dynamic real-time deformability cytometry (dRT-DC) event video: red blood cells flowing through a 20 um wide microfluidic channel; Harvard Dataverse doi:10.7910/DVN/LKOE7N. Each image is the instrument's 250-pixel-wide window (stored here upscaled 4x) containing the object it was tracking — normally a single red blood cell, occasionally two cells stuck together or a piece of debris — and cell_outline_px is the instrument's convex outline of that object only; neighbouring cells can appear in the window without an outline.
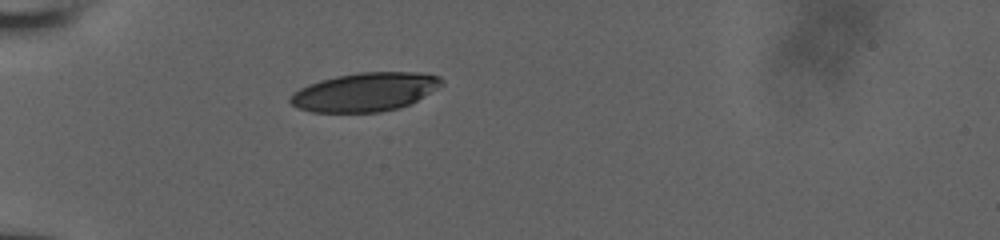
{"species": "human", "species_latin": "Homo sapiens", "temperature_condition": "room temperature", "stored_images_in_passage": 24, "camera_frame_rate_fps": 3000, "um_per_image_px": 0.085, "donor": {"sex": "male"}, "frame": {"image": 1, "passage_image": 1, "time_ms": 0.0, "image_size_px": [1000, 240], "cell_outline_px": [[444, 84], [416, 100], [400, 108], [380, 112], [312, 112], [296, 108], [288, 100], [292, 92], [308, 84], [320, 80], [336, 76], [360, 72], [416, 72], [440, 76], [444, 80]], "centroid_in_image_um": [31.0, 7.82], "position_along_channel_um": 54.0, "area_um2": 34.16}}
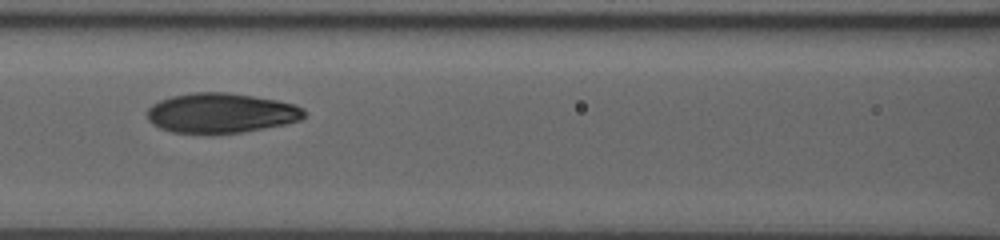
{"frame": {"image": 2, "passage_image": 18, "time_ms": 3.0, "image_size_px": [1000, 240], "cell_outline_px": [[308, 112], [300, 120], [284, 124], [244, 132], [172, 132], [160, 128], [152, 124], [148, 120], [148, 108], [152, 104], [160, 100], [172, 96], [192, 92], [228, 92], [276, 100], [296, 104], [304, 108]], "centroid_in_image_um": [18.81, 9.59], "position_along_channel_um": 147.8, "area_um2": 36.24}}
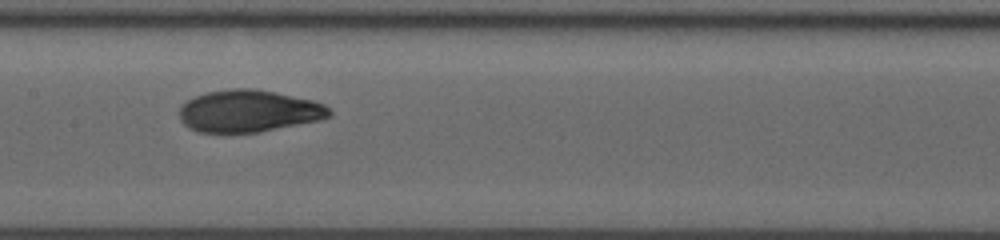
{"frame": {"image": 3, "passage_image": 23, "time_ms": 4.0, "image_size_px": [1000, 240], "cell_outline_px": [[332, 112], [328, 116], [320, 120], [260, 132], [200, 132], [188, 128], [180, 120], [180, 108], [188, 100], [196, 96], [208, 92], [232, 88], [256, 88], [312, 100], [324, 104]], "centroid_in_image_um": [21.14, 9.44], "position_along_channel_um": 186.3, "area_um2": 36.59}}